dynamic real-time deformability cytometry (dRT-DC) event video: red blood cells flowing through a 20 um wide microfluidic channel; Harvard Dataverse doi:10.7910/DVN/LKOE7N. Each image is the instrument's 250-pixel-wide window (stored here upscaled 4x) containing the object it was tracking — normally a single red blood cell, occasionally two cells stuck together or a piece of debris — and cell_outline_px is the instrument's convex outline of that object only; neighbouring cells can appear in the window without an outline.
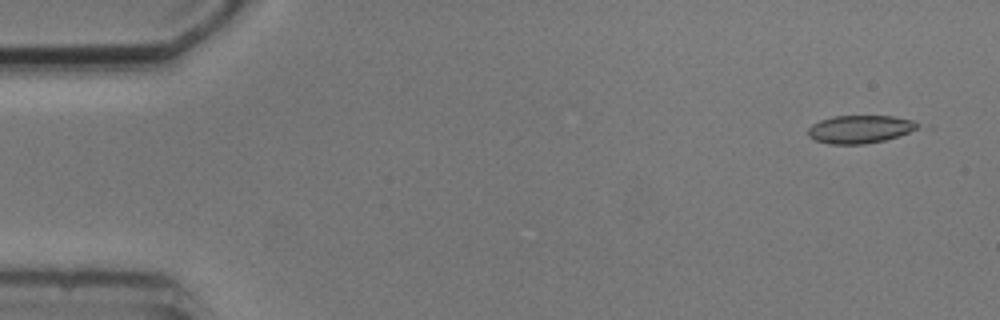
{"species": "common noctule bat (a hibernating species)", "species_latin": "Nyctalus noctula", "temperature_condition": "cold", "stored_images_in_passage": 9, "camera_frame_rate_fps": 3000, "um_per_image_px": 0.085, "animal": {"sex": "male", "body_mass_g": 20.5, "forearm_length_mm": 52.5}, "frame": {"image": 1, "passage_image": 1, "time_ms": 0.0, "image_size_px": [1000, 320], "cell_outline_px": [[920, 124], [916, 128], [908, 132], [884, 140], [864, 144], [828, 144], [816, 140], [808, 136], [808, 128], [812, 124], [820, 120], [832, 116], [892, 116], [912, 120]], "centroid_in_image_um": [73.04, 10.98], "position_along_channel_um": 12.0, "area_um2": 17.69}}
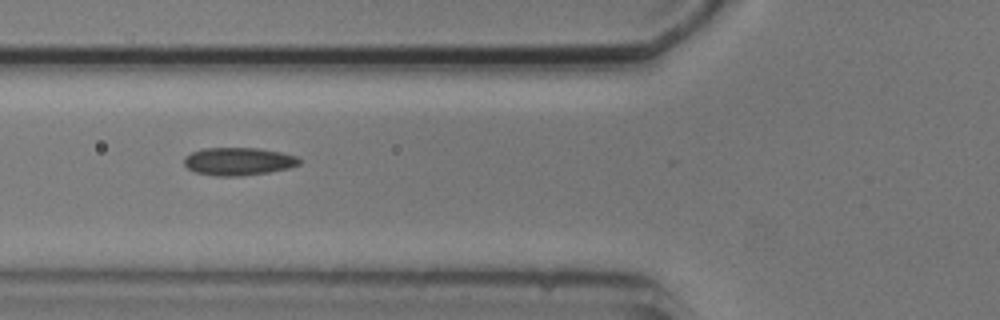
{"frame": {"image": 2, "passage_image": 6, "time_ms": 5.667, "image_size_px": [1000, 320], "cell_outline_px": [[304, 160], [300, 164], [288, 168], [268, 172], [240, 176], [216, 176], [196, 172], [188, 168], [184, 164], [184, 156], [200, 148], [260, 148], [280, 152], [296, 156]], "centroid_in_image_um": [20.27, 13.71], "position_along_channel_um": 105.5, "area_um2": 18.79}}
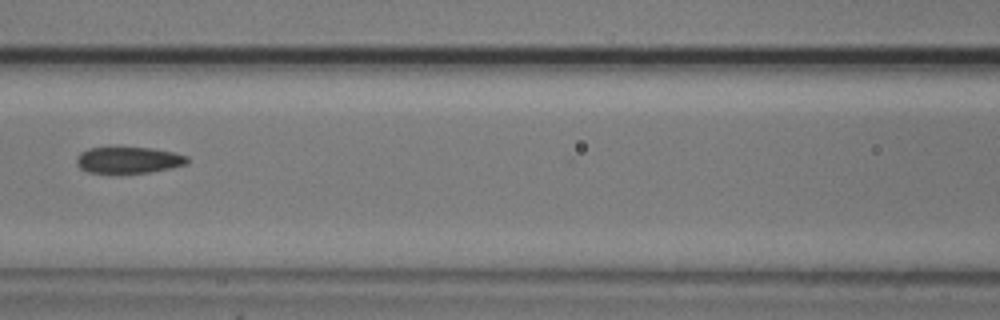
{"frame": {"image": 3, "passage_image": 7, "time_ms": 7.0, "image_size_px": [1000, 320], "cell_outline_px": [[188, 164], [148, 172], [88, 172], [80, 168], [76, 164], [76, 156], [80, 152], [88, 148], [112, 144], [152, 148], [172, 152], [188, 156]], "centroid_in_image_um": [10.85, 13.53], "position_along_channel_um": 155.7, "area_um2": 17.63}}